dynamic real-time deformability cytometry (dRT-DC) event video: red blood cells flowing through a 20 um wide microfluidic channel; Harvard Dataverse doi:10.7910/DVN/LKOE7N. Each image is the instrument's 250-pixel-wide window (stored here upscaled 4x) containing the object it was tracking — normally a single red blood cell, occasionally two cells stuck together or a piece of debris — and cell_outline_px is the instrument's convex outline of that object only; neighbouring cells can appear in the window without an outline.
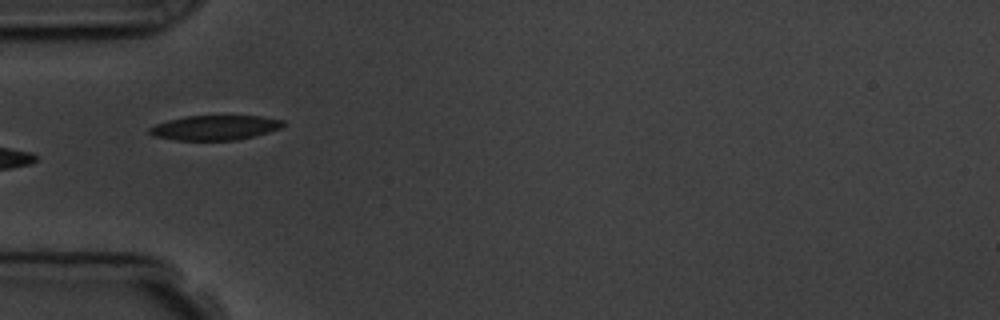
{"species": "common noctule bat (a hibernating species)", "species_latin": "Nyctalus noctula", "temperature_condition": "room temperature", "stored_images_in_passage": 9, "camera_frame_rate_fps": 3000, "um_per_image_px": 0.085, "animal": {"sex": "male", "body_mass_g": 19.5, "forearm_length_mm": 54.6}, "frame": {"image": 1, "passage_image": 6, "time_ms": 5.667, "image_size_px": [1000, 320], "cell_outline_px": [[284, 124], [280, 128], [268, 132], [236, 140], [176, 140], [152, 136], [148, 132], [148, 128], [156, 124], [168, 120], [184, 116], [264, 116], [284, 120]], "centroid_in_image_um": [18.24, 10.85], "position_along_channel_um": 66.8, "area_um2": 19.25}}